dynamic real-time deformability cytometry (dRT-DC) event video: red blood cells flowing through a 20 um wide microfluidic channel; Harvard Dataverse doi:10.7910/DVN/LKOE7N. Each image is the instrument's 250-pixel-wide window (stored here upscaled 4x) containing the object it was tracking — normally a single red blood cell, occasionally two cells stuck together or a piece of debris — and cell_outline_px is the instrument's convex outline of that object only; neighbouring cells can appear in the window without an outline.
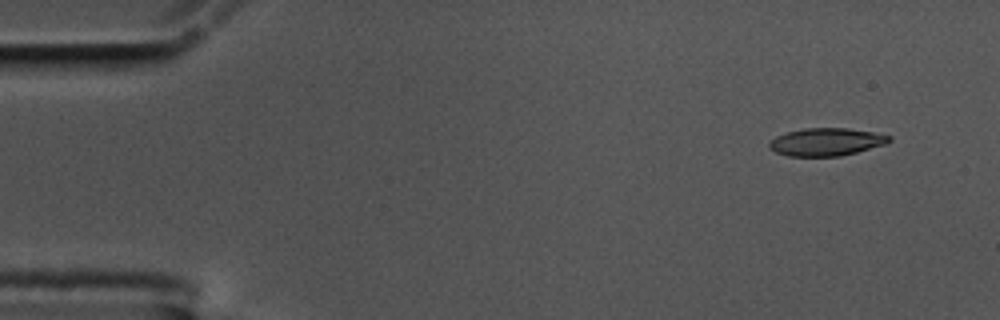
{"species": "common noctule bat (a hibernating species)", "species_latin": "Nyctalus noctula", "temperature_condition": "cold", "stored_images_in_passage": 54, "camera_frame_rate_fps": 3000, "um_per_image_px": 0.085, "animal": {"sex": "male", "body_mass_g": 17.5, "forearm_length_mm": 52.3}, "frame": {"image": 1, "passage_image": 1, "time_ms": 0.0, "image_size_px": [1000, 320], "cell_outline_px": [[892, 140], [884, 144], [856, 152], [840, 156], [788, 156], [776, 152], [768, 148], [768, 144], [776, 136], [788, 132], [804, 128], [848, 128], [872, 132], [892, 136]], "centroid_in_image_um": [70.22, 12.06], "position_along_channel_um": 14.8, "area_um2": 19.25}}
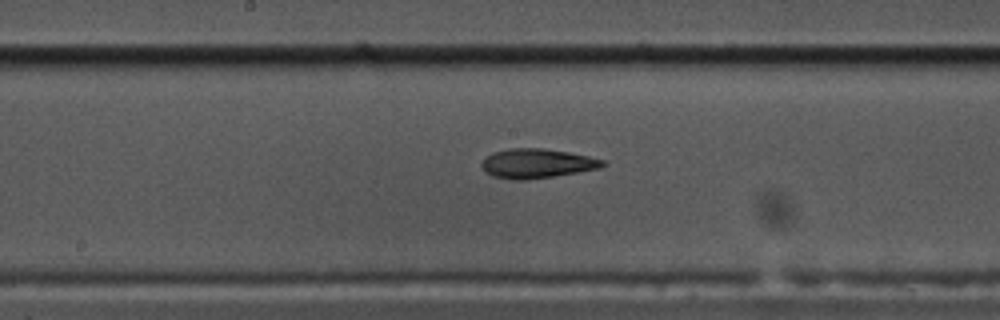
{"frame": {"image": 2, "passage_image": 26, "time_ms": 8.333, "image_size_px": [1000, 320], "cell_outline_px": [[608, 164], [600, 168], [552, 176], [524, 180], [512, 180], [492, 176], [480, 164], [484, 156], [492, 152], [508, 148], [544, 148], [568, 152], [588, 156], [604, 160]], "centroid_in_image_um": [45.61, 13.88], "position_along_channel_um": 202.6, "area_um2": 20.75}}
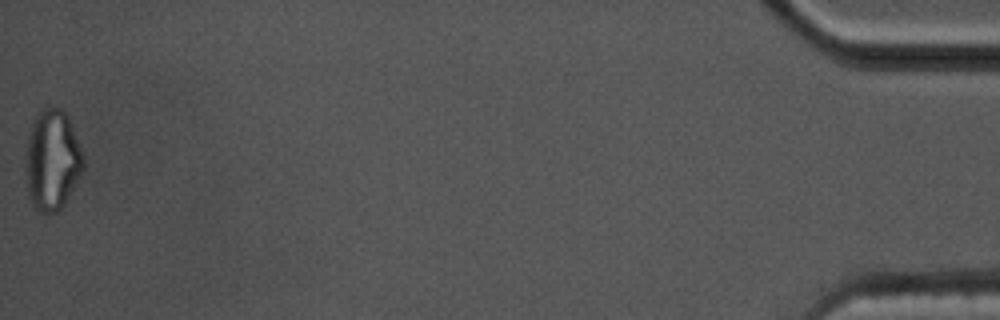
{"frame": {"image": 3, "passage_image": 54, "time_ms": 17.667, "image_size_px": [1000, 320], "cell_outline_px": [[84, 168], [80, 176], [64, 204], [56, 212], [36, 212], [28, 196], [24, 168], [28, 136], [32, 124], [36, 116], [48, 104], [60, 108], [68, 116], [84, 156]], "centroid_in_image_um": [4.42, 13.61], "position_along_channel_um": 430.8, "area_um2": 34.1}, "authors_computed_cell_mechanics": {"area_um2": 20.6057, "velocity_mm_per_s": 3.4997, "shape_relaxation_time_tau1_ms": 9.0877, "shape_relaxation_time_tau2_ms": 5.4541, "deformation_change_tau1": 0.2492, "deformation_change_tau2": 0.1339}}